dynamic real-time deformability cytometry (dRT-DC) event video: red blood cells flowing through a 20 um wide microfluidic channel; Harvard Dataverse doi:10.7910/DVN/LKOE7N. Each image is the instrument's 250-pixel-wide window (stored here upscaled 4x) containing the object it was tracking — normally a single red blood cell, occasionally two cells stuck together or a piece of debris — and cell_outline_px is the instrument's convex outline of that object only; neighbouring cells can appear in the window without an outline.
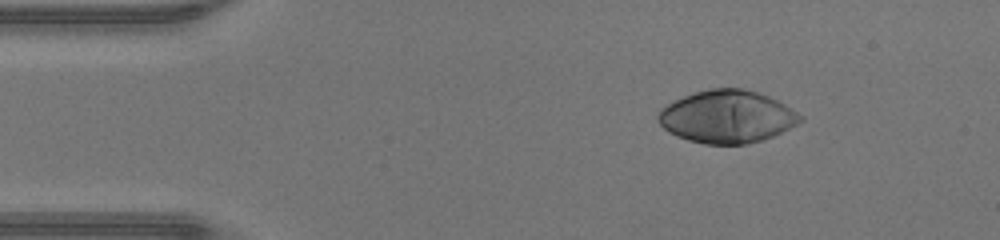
{"species": "human", "species_latin": "Homo sapiens", "temperature_condition": "warm", "stored_images_in_passage": 41, "camera_frame_rate_fps": 3000, "um_per_image_px": 0.085, "donor": {"sex": "male"}, "frame": {"image": 1, "passage_image": 1, "time_ms": 0.0, "image_size_px": [1000, 240], "cell_outline_px": [[804, 120], [764, 140], [748, 144], [704, 144], [688, 140], [676, 136], [668, 132], [656, 120], [656, 116], [660, 108], [672, 100], [708, 88], [744, 88], [768, 96], [784, 104], [804, 116]], "centroid_in_image_um": [61.76, 9.92], "position_along_channel_um": 23.2, "area_um2": 43.81}}
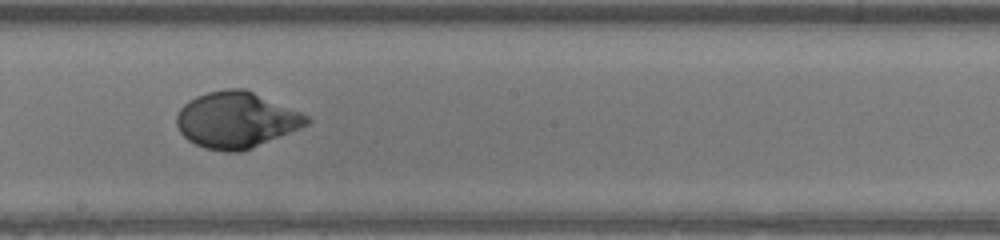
{"frame": {"image": 2, "passage_image": 20, "time_ms": 6.333, "image_size_px": [1000, 240], "cell_outline_px": [[312, 120], [308, 124], [300, 128], [252, 148], [240, 152], [224, 152], [204, 148], [188, 140], [180, 132], [176, 124], [176, 116], [180, 108], [188, 100], [196, 96], [208, 92], [228, 88], [244, 88], [300, 112], [308, 116]], "centroid_in_image_um": [20.06, 10.2], "position_along_channel_um": 228.1, "area_um2": 42.43}}
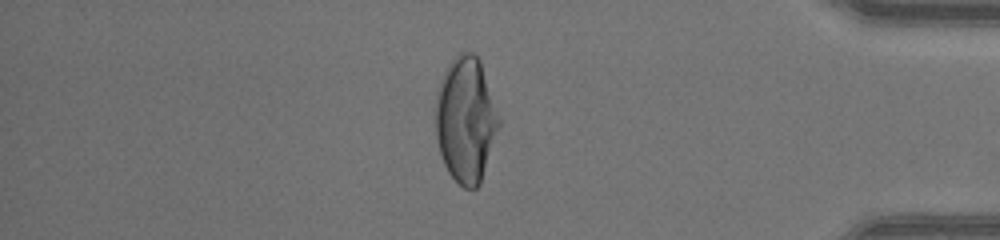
{"frame": {"image": 3, "passage_image": 34, "time_ms": 11.0, "image_size_px": [1000, 240], "cell_outline_px": [[500, 124], [480, 184], [476, 188], [464, 188], [448, 172], [444, 164], [440, 152], [436, 136], [436, 92], [440, 80], [448, 64], [460, 52], [472, 52], [480, 60], [500, 120]], "centroid_in_image_um": [39.58, 10.17], "position_along_channel_um": 395.6, "area_um2": 45.89}, "authors_computed_cell_mechanics": {"area_um2": 42.5408, "velocity_mm_per_s": 4.3606, "shape_relaxation_time_tau1_ms": 3.13, "shape_relaxation_time_tau2_ms": null, "deformation_change_tau1": 0.2123, "deformation_change_tau2": null}}